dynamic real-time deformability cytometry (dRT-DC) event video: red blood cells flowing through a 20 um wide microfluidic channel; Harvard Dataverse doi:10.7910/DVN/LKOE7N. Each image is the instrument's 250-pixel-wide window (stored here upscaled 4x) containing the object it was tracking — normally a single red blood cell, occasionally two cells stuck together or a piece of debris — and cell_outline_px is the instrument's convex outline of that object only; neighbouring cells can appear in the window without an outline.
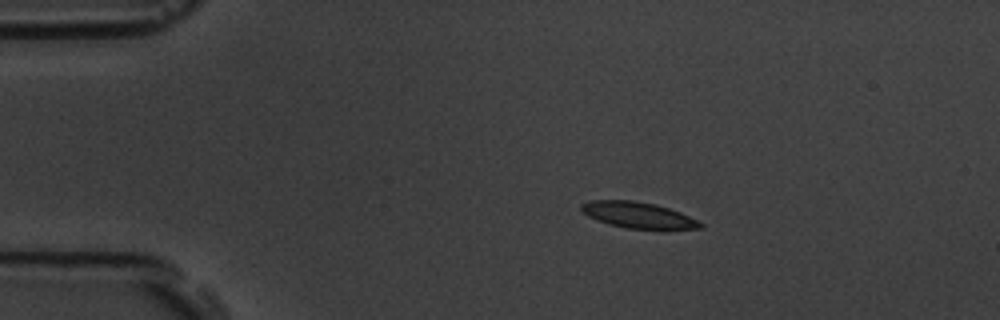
{"species": "common noctule bat (a hibernating species)", "species_latin": "Nyctalus noctula", "temperature_condition": "room temperature", "stored_images_in_passage": 5, "camera_frame_rate_fps": 3000, "um_per_image_px": 0.085, "animal": {"sex": "male", "body_mass_g": 19.5, "forearm_length_mm": 54.6}, "frame": {"image": 1, "passage_image": 3, "time_ms": 0.667, "image_size_px": [1000, 320], "cell_outline_px": [[704, 228], [660, 232], [628, 228], [608, 224], [596, 220], [588, 216], [580, 208], [580, 204], [588, 200], [632, 200], [656, 204], [680, 212], [704, 224]], "centroid_in_image_um": [54.31, 18.33], "position_along_channel_um": 30.7, "area_um2": 18.9}}